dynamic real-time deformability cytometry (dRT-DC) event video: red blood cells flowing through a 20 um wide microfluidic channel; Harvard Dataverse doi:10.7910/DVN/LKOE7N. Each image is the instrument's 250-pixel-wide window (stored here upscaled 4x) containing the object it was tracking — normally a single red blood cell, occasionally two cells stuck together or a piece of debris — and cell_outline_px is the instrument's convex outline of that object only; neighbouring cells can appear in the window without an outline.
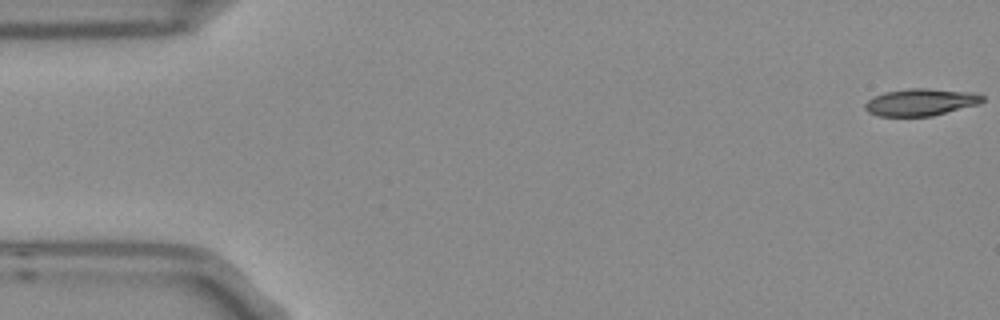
{"species": "Egyptian fruit bat (a non-hibernating species)", "species_latin": "Rousettus aegyptiacus", "temperature_condition": "room temperature", "stored_images_in_passage": 3, "camera_frame_rate_fps": 3000, "um_per_image_px": 0.085, "frame": {"image": 1, "passage_image": 1, "time_ms": 0.0, "image_size_px": [1000, 320], "cell_outline_px": [[984, 100], [980, 104], [932, 116], [880, 116], [868, 112], [864, 108], [864, 104], [872, 96], [884, 92], [908, 88], [928, 88], [972, 92], [984, 96]], "centroid_in_image_um": [78.26, 8.68], "position_along_channel_um": 6.7, "area_um2": 18.73}}